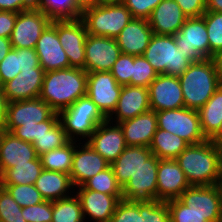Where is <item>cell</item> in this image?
Wrapping results in <instances>:
<instances>
[{
  "label": "cell",
  "mask_w": 222,
  "mask_h": 222,
  "mask_svg": "<svg viewBox=\"0 0 222 222\" xmlns=\"http://www.w3.org/2000/svg\"><path fill=\"white\" fill-rule=\"evenodd\" d=\"M51 21L37 7L17 13L10 36L12 48L35 49L42 32Z\"/></svg>",
  "instance_id": "8fae6325"
},
{
  "label": "cell",
  "mask_w": 222,
  "mask_h": 222,
  "mask_svg": "<svg viewBox=\"0 0 222 222\" xmlns=\"http://www.w3.org/2000/svg\"><path fill=\"white\" fill-rule=\"evenodd\" d=\"M215 62L216 70L222 82V50L218 51L212 58Z\"/></svg>",
  "instance_id": "680465c9"
},
{
  "label": "cell",
  "mask_w": 222,
  "mask_h": 222,
  "mask_svg": "<svg viewBox=\"0 0 222 222\" xmlns=\"http://www.w3.org/2000/svg\"><path fill=\"white\" fill-rule=\"evenodd\" d=\"M190 187L183 170L175 159H159L157 171V200L178 199Z\"/></svg>",
  "instance_id": "ffe728a7"
},
{
  "label": "cell",
  "mask_w": 222,
  "mask_h": 222,
  "mask_svg": "<svg viewBox=\"0 0 222 222\" xmlns=\"http://www.w3.org/2000/svg\"><path fill=\"white\" fill-rule=\"evenodd\" d=\"M78 188L76 196L79 198L84 219L90 218L93 222H109L123 195H109L94 190Z\"/></svg>",
  "instance_id": "44dd1931"
},
{
  "label": "cell",
  "mask_w": 222,
  "mask_h": 222,
  "mask_svg": "<svg viewBox=\"0 0 222 222\" xmlns=\"http://www.w3.org/2000/svg\"><path fill=\"white\" fill-rule=\"evenodd\" d=\"M187 18L202 17L206 12V0H174Z\"/></svg>",
  "instance_id": "f907efd6"
},
{
  "label": "cell",
  "mask_w": 222,
  "mask_h": 222,
  "mask_svg": "<svg viewBox=\"0 0 222 222\" xmlns=\"http://www.w3.org/2000/svg\"><path fill=\"white\" fill-rule=\"evenodd\" d=\"M4 187L13 199L22 208L40 204L45 199L42 197L38 189L33 184L15 185V184H0Z\"/></svg>",
  "instance_id": "f35d334b"
},
{
  "label": "cell",
  "mask_w": 222,
  "mask_h": 222,
  "mask_svg": "<svg viewBox=\"0 0 222 222\" xmlns=\"http://www.w3.org/2000/svg\"><path fill=\"white\" fill-rule=\"evenodd\" d=\"M59 42L69 60V67L85 70V42L88 35L81 18L57 20Z\"/></svg>",
  "instance_id": "30bf717a"
},
{
  "label": "cell",
  "mask_w": 222,
  "mask_h": 222,
  "mask_svg": "<svg viewBox=\"0 0 222 222\" xmlns=\"http://www.w3.org/2000/svg\"><path fill=\"white\" fill-rule=\"evenodd\" d=\"M88 35L116 38L132 15L123 3L95 5L82 11Z\"/></svg>",
  "instance_id": "8992f818"
},
{
  "label": "cell",
  "mask_w": 222,
  "mask_h": 222,
  "mask_svg": "<svg viewBox=\"0 0 222 222\" xmlns=\"http://www.w3.org/2000/svg\"><path fill=\"white\" fill-rule=\"evenodd\" d=\"M198 113L202 132L207 139H211L222 126V84Z\"/></svg>",
  "instance_id": "f546056e"
},
{
  "label": "cell",
  "mask_w": 222,
  "mask_h": 222,
  "mask_svg": "<svg viewBox=\"0 0 222 222\" xmlns=\"http://www.w3.org/2000/svg\"><path fill=\"white\" fill-rule=\"evenodd\" d=\"M20 70H32L41 67L36 50L32 48H19Z\"/></svg>",
  "instance_id": "f5cc1de1"
},
{
  "label": "cell",
  "mask_w": 222,
  "mask_h": 222,
  "mask_svg": "<svg viewBox=\"0 0 222 222\" xmlns=\"http://www.w3.org/2000/svg\"><path fill=\"white\" fill-rule=\"evenodd\" d=\"M76 5L83 11L85 8L96 5V0H74Z\"/></svg>",
  "instance_id": "94428289"
},
{
  "label": "cell",
  "mask_w": 222,
  "mask_h": 222,
  "mask_svg": "<svg viewBox=\"0 0 222 222\" xmlns=\"http://www.w3.org/2000/svg\"><path fill=\"white\" fill-rule=\"evenodd\" d=\"M35 50L45 72L69 68V60L59 42L57 20H52L42 32Z\"/></svg>",
  "instance_id": "d6986e66"
},
{
  "label": "cell",
  "mask_w": 222,
  "mask_h": 222,
  "mask_svg": "<svg viewBox=\"0 0 222 222\" xmlns=\"http://www.w3.org/2000/svg\"><path fill=\"white\" fill-rule=\"evenodd\" d=\"M178 78L185 107L194 110H199L222 84L212 58L192 62Z\"/></svg>",
  "instance_id": "3957f363"
},
{
  "label": "cell",
  "mask_w": 222,
  "mask_h": 222,
  "mask_svg": "<svg viewBox=\"0 0 222 222\" xmlns=\"http://www.w3.org/2000/svg\"><path fill=\"white\" fill-rule=\"evenodd\" d=\"M158 128L186 140L189 144L202 143L207 138L204 136L198 110L189 108L169 109L157 111Z\"/></svg>",
  "instance_id": "52a82bcc"
},
{
  "label": "cell",
  "mask_w": 222,
  "mask_h": 222,
  "mask_svg": "<svg viewBox=\"0 0 222 222\" xmlns=\"http://www.w3.org/2000/svg\"><path fill=\"white\" fill-rule=\"evenodd\" d=\"M188 145L183 138L158 128L149 149L158 159H176Z\"/></svg>",
  "instance_id": "4dcf8cb0"
},
{
  "label": "cell",
  "mask_w": 222,
  "mask_h": 222,
  "mask_svg": "<svg viewBox=\"0 0 222 222\" xmlns=\"http://www.w3.org/2000/svg\"><path fill=\"white\" fill-rule=\"evenodd\" d=\"M12 50L10 38L0 37V62Z\"/></svg>",
  "instance_id": "9f6ffc18"
},
{
  "label": "cell",
  "mask_w": 222,
  "mask_h": 222,
  "mask_svg": "<svg viewBox=\"0 0 222 222\" xmlns=\"http://www.w3.org/2000/svg\"><path fill=\"white\" fill-rule=\"evenodd\" d=\"M0 222H26L22 216V207L8 191L0 185Z\"/></svg>",
  "instance_id": "b9f144b4"
},
{
  "label": "cell",
  "mask_w": 222,
  "mask_h": 222,
  "mask_svg": "<svg viewBox=\"0 0 222 222\" xmlns=\"http://www.w3.org/2000/svg\"><path fill=\"white\" fill-rule=\"evenodd\" d=\"M19 48H12L7 56L0 62V83L1 87L17 76L20 70Z\"/></svg>",
  "instance_id": "bcb514c9"
},
{
  "label": "cell",
  "mask_w": 222,
  "mask_h": 222,
  "mask_svg": "<svg viewBox=\"0 0 222 222\" xmlns=\"http://www.w3.org/2000/svg\"><path fill=\"white\" fill-rule=\"evenodd\" d=\"M87 93V72L69 67L44 74L39 98L56 113L68 108Z\"/></svg>",
  "instance_id": "7a4b0ae2"
},
{
  "label": "cell",
  "mask_w": 222,
  "mask_h": 222,
  "mask_svg": "<svg viewBox=\"0 0 222 222\" xmlns=\"http://www.w3.org/2000/svg\"><path fill=\"white\" fill-rule=\"evenodd\" d=\"M121 89L111 72L87 73L86 95L106 118L115 110Z\"/></svg>",
  "instance_id": "7c38bea8"
},
{
  "label": "cell",
  "mask_w": 222,
  "mask_h": 222,
  "mask_svg": "<svg viewBox=\"0 0 222 222\" xmlns=\"http://www.w3.org/2000/svg\"><path fill=\"white\" fill-rule=\"evenodd\" d=\"M85 54L87 73L110 72L122 52L114 38L87 35Z\"/></svg>",
  "instance_id": "4fadbf2b"
},
{
  "label": "cell",
  "mask_w": 222,
  "mask_h": 222,
  "mask_svg": "<svg viewBox=\"0 0 222 222\" xmlns=\"http://www.w3.org/2000/svg\"><path fill=\"white\" fill-rule=\"evenodd\" d=\"M178 199L208 222H222V184L190 186Z\"/></svg>",
  "instance_id": "ba28073f"
},
{
  "label": "cell",
  "mask_w": 222,
  "mask_h": 222,
  "mask_svg": "<svg viewBox=\"0 0 222 222\" xmlns=\"http://www.w3.org/2000/svg\"><path fill=\"white\" fill-rule=\"evenodd\" d=\"M175 160L190 186L222 184V153L210 139L189 144Z\"/></svg>",
  "instance_id": "6da1fadb"
},
{
  "label": "cell",
  "mask_w": 222,
  "mask_h": 222,
  "mask_svg": "<svg viewBox=\"0 0 222 222\" xmlns=\"http://www.w3.org/2000/svg\"><path fill=\"white\" fill-rule=\"evenodd\" d=\"M210 141L221 151L222 153V126L217 133L210 139Z\"/></svg>",
  "instance_id": "91938a15"
},
{
  "label": "cell",
  "mask_w": 222,
  "mask_h": 222,
  "mask_svg": "<svg viewBox=\"0 0 222 222\" xmlns=\"http://www.w3.org/2000/svg\"><path fill=\"white\" fill-rule=\"evenodd\" d=\"M55 111L42 99L35 98L7 103L5 131L21 125H34L48 120Z\"/></svg>",
  "instance_id": "5bb4252c"
},
{
  "label": "cell",
  "mask_w": 222,
  "mask_h": 222,
  "mask_svg": "<svg viewBox=\"0 0 222 222\" xmlns=\"http://www.w3.org/2000/svg\"><path fill=\"white\" fill-rule=\"evenodd\" d=\"M86 142L110 165L127 147L124 133L119 123H113L108 119L97 126Z\"/></svg>",
  "instance_id": "2e32d148"
},
{
  "label": "cell",
  "mask_w": 222,
  "mask_h": 222,
  "mask_svg": "<svg viewBox=\"0 0 222 222\" xmlns=\"http://www.w3.org/2000/svg\"><path fill=\"white\" fill-rule=\"evenodd\" d=\"M159 159L152 154L122 188L123 200H157V171Z\"/></svg>",
  "instance_id": "9a60e30c"
},
{
  "label": "cell",
  "mask_w": 222,
  "mask_h": 222,
  "mask_svg": "<svg viewBox=\"0 0 222 222\" xmlns=\"http://www.w3.org/2000/svg\"><path fill=\"white\" fill-rule=\"evenodd\" d=\"M81 203L76 194L52 201V222H84Z\"/></svg>",
  "instance_id": "e575fe53"
},
{
  "label": "cell",
  "mask_w": 222,
  "mask_h": 222,
  "mask_svg": "<svg viewBox=\"0 0 222 222\" xmlns=\"http://www.w3.org/2000/svg\"><path fill=\"white\" fill-rule=\"evenodd\" d=\"M148 20L132 18L115 38L123 54L143 55L153 36Z\"/></svg>",
  "instance_id": "cb8c5ba5"
},
{
  "label": "cell",
  "mask_w": 222,
  "mask_h": 222,
  "mask_svg": "<svg viewBox=\"0 0 222 222\" xmlns=\"http://www.w3.org/2000/svg\"><path fill=\"white\" fill-rule=\"evenodd\" d=\"M206 11L222 13V0H206Z\"/></svg>",
  "instance_id": "6f0895ef"
},
{
  "label": "cell",
  "mask_w": 222,
  "mask_h": 222,
  "mask_svg": "<svg viewBox=\"0 0 222 222\" xmlns=\"http://www.w3.org/2000/svg\"><path fill=\"white\" fill-rule=\"evenodd\" d=\"M170 213V222H208L204 217L192 212L179 199L167 201Z\"/></svg>",
  "instance_id": "f6af8a7d"
},
{
  "label": "cell",
  "mask_w": 222,
  "mask_h": 222,
  "mask_svg": "<svg viewBox=\"0 0 222 222\" xmlns=\"http://www.w3.org/2000/svg\"><path fill=\"white\" fill-rule=\"evenodd\" d=\"M37 0H0V11L19 13L36 8Z\"/></svg>",
  "instance_id": "816d5d0a"
},
{
  "label": "cell",
  "mask_w": 222,
  "mask_h": 222,
  "mask_svg": "<svg viewBox=\"0 0 222 222\" xmlns=\"http://www.w3.org/2000/svg\"><path fill=\"white\" fill-rule=\"evenodd\" d=\"M123 3V0H96V5H109Z\"/></svg>",
  "instance_id": "6125c7cd"
},
{
  "label": "cell",
  "mask_w": 222,
  "mask_h": 222,
  "mask_svg": "<svg viewBox=\"0 0 222 222\" xmlns=\"http://www.w3.org/2000/svg\"><path fill=\"white\" fill-rule=\"evenodd\" d=\"M157 76V72L142 55L134 56L131 86H143L148 88Z\"/></svg>",
  "instance_id": "7bdbcfd3"
},
{
  "label": "cell",
  "mask_w": 222,
  "mask_h": 222,
  "mask_svg": "<svg viewBox=\"0 0 222 222\" xmlns=\"http://www.w3.org/2000/svg\"><path fill=\"white\" fill-rule=\"evenodd\" d=\"M139 222H170L167 202L158 200L138 201Z\"/></svg>",
  "instance_id": "ab89813d"
},
{
  "label": "cell",
  "mask_w": 222,
  "mask_h": 222,
  "mask_svg": "<svg viewBox=\"0 0 222 222\" xmlns=\"http://www.w3.org/2000/svg\"><path fill=\"white\" fill-rule=\"evenodd\" d=\"M1 182H2V172L0 170V184H1Z\"/></svg>",
  "instance_id": "be15d7a7"
},
{
  "label": "cell",
  "mask_w": 222,
  "mask_h": 222,
  "mask_svg": "<svg viewBox=\"0 0 222 222\" xmlns=\"http://www.w3.org/2000/svg\"><path fill=\"white\" fill-rule=\"evenodd\" d=\"M149 110H151V108L148 88L126 85L122 86L117 106L107 119L111 122L120 123Z\"/></svg>",
  "instance_id": "7402d4cb"
},
{
  "label": "cell",
  "mask_w": 222,
  "mask_h": 222,
  "mask_svg": "<svg viewBox=\"0 0 222 222\" xmlns=\"http://www.w3.org/2000/svg\"><path fill=\"white\" fill-rule=\"evenodd\" d=\"M138 201L121 200L109 222H139Z\"/></svg>",
  "instance_id": "c3c4849f"
},
{
  "label": "cell",
  "mask_w": 222,
  "mask_h": 222,
  "mask_svg": "<svg viewBox=\"0 0 222 222\" xmlns=\"http://www.w3.org/2000/svg\"><path fill=\"white\" fill-rule=\"evenodd\" d=\"M82 186L109 195H123L122 187L118 184L111 166L91 177Z\"/></svg>",
  "instance_id": "8d00e7d4"
},
{
  "label": "cell",
  "mask_w": 222,
  "mask_h": 222,
  "mask_svg": "<svg viewBox=\"0 0 222 222\" xmlns=\"http://www.w3.org/2000/svg\"><path fill=\"white\" fill-rule=\"evenodd\" d=\"M7 103L8 102L4 96L3 89L0 87V132L5 131Z\"/></svg>",
  "instance_id": "11a10c76"
},
{
  "label": "cell",
  "mask_w": 222,
  "mask_h": 222,
  "mask_svg": "<svg viewBox=\"0 0 222 222\" xmlns=\"http://www.w3.org/2000/svg\"><path fill=\"white\" fill-rule=\"evenodd\" d=\"M202 17L205 19L209 40V58L222 50V13L206 11Z\"/></svg>",
  "instance_id": "74e56055"
},
{
  "label": "cell",
  "mask_w": 222,
  "mask_h": 222,
  "mask_svg": "<svg viewBox=\"0 0 222 222\" xmlns=\"http://www.w3.org/2000/svg\"><path fill=\"white\" fill-rule=\"evenodd\" d=\"M38 157L32 143L25 142L10 132H0V170L2 174L16 164L26 163Z\"/></svg>",
  "instance_id": "d4e9b609"
},
{
  "label": "cell",
  "mask_w": 222,
  "mask_h": 222,
  "mask_svg": "<svg viewBox=\"0 0 222 222\" xmlns=\"http://www.w3.org/2000/svg\"><path fill=\"white\" fill-rule=\"evenodd\" d=\"M69 141L61 122L58 121L51 130L43 133L32 144L36 149L37 155L40 156L53 149L64 146Z\"/></svg>",
  "instance_id": "d590c367"
},
{
  "label": "cell",
  "mask_w": 222,
  "mask_h": 222,
  "mask_svg": "<svg viewBox=\"0 0 222 222\" xmlns=\"http://www.w3.org/2000/svg\"><path fill=\"white\" fill-rule=\"evenodd\" d=\"M17 13L0 11V37L10 38Z\"/></svg>",
  "instance_id": "db71d44e"
},
{
  "label": "cell",
  "mask_w": 222,
  "mask_h": 222,
  "mask_svg": "<svg viewBox=\"0 0 222 222\" xmlns=\"http://www.w3.org/2000/svg\"><path fill=\"white\" fill-rule=\"evenodd\" d=\"M162 0H123V4L130 11L132 18L146 19Z\"/></svg>",
  "instance_id": "681fc988"
},
{
  "label": "cell",
  "mask_w": 222,
  "mask_h": 222,
  "mask_svg": "<svg viewBox=\"0 0 222 222\" xmlns=\"http://www.w3.org/2000/svg\"><path fill=\"white\" fill-rule=\"evenodd\" d=\"M26 222H52V201L45 200L40 204L22 208Z\"/></svg>",
  "instance_id": "7dc6e473"
},
{
  "label": "cell",
  "mask_w": 222,
  "mask_h": 222,
  "mask_svg": "<svg viewBox=\"0 0 222 222\" xmlns=\"http://www.w3.org/2000/svg\"><path fill=\"white\" fill-rule=\"evenodd\" d=\"M151 110L184 108L182 88L178 77L158 74L148 87Z\"/></svg>",
  "instance_id": "e0dca14e"
},
{
  "label": "cell",
  "mask_w": 222,
  "mask_h": 222,
  "mask_svg": "<svg viewBox=\"0 0 222 222\" xmlns=\"http://www.w3.org/2000/svg\"><path fill=\"white\" fill-rule=\"evenodd\" d=\"M157 74L180 77L192 63L178 50L174 35L153 34L142 55Z\"/></svg>",
  "instance_id": "5b68a950"
},
{
  "label": "cell",
  "mask_w": 222,
  "mask_h": 222,
  "mask_svg": "<svg viewBox=\"0 0 222 222\" xmlns=\"http://www.w3.org/2000/svg\"><path fill=\"white\" fill-rule=\"evenodd\" d=\"M75 141H69L64 146L53 149L40 155L41 164L44 170L57 171L70 175L72 169Z\"/></svg>",
  "instance_id": "d6a6232c"
},
{
  "label": "cell",
  "mask_w": 222,
  "mask_h": 222,
  "mask_svg": "<svg viewBox=\"0 0 222 222\" xmlns=\"http://www.w3.org/2000/svg\"><path fill=\"white\" fill-rule=\"evenodd\" d=\"M58 121L59 115L55 112L48 120L44 122L36 123L34 125H21L19 127L14 128L10 133L25 142L33 143L43 133L51 130V128Z\"/></svg>",
  "instance_id": "60d3db41"
},
{
  "label": "cell",
  "mask_w": 222,
  "mask_h": 222,
  "mask_svg": "<svg viewBox=\"0 0 222 222\" xmlns=\"http://www.w3.org/2000/svg\"><path fill=\"white\" fill-rule=\"evenodd\" d=\"M58 115L70 141H76L79 137L81 140L87 138V141L97 126L107 119L87 95L60 111Z\"/></svg>",
  "instance_id": "277c9868"
},
{
  "label": "cell",
  "mask_w": 222,
  "mask_h": 222,
  "mask_svg": "<svg viewBox=\"0 0 222 222\" xmlns=\"http://www.w3.org/2000/svg\"><path fill=\"white\" fill-rule=\"evenodd\" d=\"M152 154L149 147L127 146L110 165L118 184L123 188Z\"/></svg>",
  "instance_id": "83f0119b"
},
{
  "label": "cell",
  "mask_w": 222,
  "mask_h": 222,
  "mask_svg": "<svg viewBox=\"0 0 222 222\" xmlns=\"http://www.w3.org/2000/svg\"><path fill=\"white\" fill-rule=\"evenodd\" d=\"M43 171L40 157L22 164H16L2 174L1 184L26 185L35 184Z\"/></svg>",
  "instance_id": "1f68e13d"
},
{
  "label": "cell",
  "mask_w": 222,
  "mask_h": 222,
  "mask_svg": "<svg viewBox=\"0 0 222 222\" xmlns=\"http://www.w3.org/2000/svg\"><path fill=\"white\" fill-rule=\"evenodd\" d=\"M187 17L174 0H162L148 18L154 34L175 35L183 26Z\"/></svg>",
  "instance_id": "4316f807"
},
{
  "label": "cell",
  "mask_w": 222,
  "mask_h": 222,
  "mask_svg": "<svg viewBox=\"0 0 222 222\" xmlns=\"http://www.w3.org/2000/svg\"><path fill=\"white\" fill-rule=\"evenodd\" d=\"M174 39L178 50L191 62H201L209 58L208 33L203 17L187 18Z\"/></svg>",
  "instance_id": "9c48e42d"
},
{
  "label": "cell",
  "mask_w": 222,
  "mask_h": 222,
  "mask_svg": "<svg viewBox=\"0 0 222 222\" xmlns=\"http://www.w3.org/2000/svg\"><path fill=\"white\" fill-rule=\"evenodd\" d=\"M34 185L42 197L49 201L70 197L73 195L71 190L75 188L69 174L44 169Z\"/></svg>",
  "instance_id": "f1b7e54d"
},
{
  "label": "cell",
  "mask_w": 222,
  "mask_h": 222,
  "mask_svg": "<svg viewBox=\"0 0 222 222\" xmlns=\"http://www.w3.org/2000/svg\"><path fill=\"white\" fill-rule=\"evenodd\" d=\"M44 74L42 67L21 70L17 76L2 86L7 102L39 98Z\"/></svg>",
  "instance_id": "603a6c76"
},
{
  "label": "cell",
  "mask_w": 222,
  "mask_h": 222,
  "mask_svg": "<svg viewBox=\"0 0 222 222\" xmlns=\"http://www.w3.org/2000/svg\"><path fill=\"white\" fill-rule=\"evenodd\" d=\"M77 141H80L76 144ZM75 141L70 178L74 187L82 186L97 173L104 171L110 164L97 153L85 140ZM80 144H82L80 146Z\"/></svg>",
  "instance_id": "ac0fdd59"
},
{
  "label": "cell",
  "mask_w": 222,
  "mask_h": 222,
  "mask_svg": "<svg viewBox=\"0 0 222 222\" xmlns=\"http://www.w3.org/2000/svg\"><path fill=\"white\" fill-rule=\"evenodd\" d=\"M127 146L149 147L158 129L156 112L149 110L119 123Z\"/></svg>",
  "instance_id": "484cf974"
},
{
  "label": "cell",
  "mask_w": 222,
  "mask_h": 222,
  "mask_svg": "<svg viewBox=\"0 0 222 222\" xmlns=\"http://www.w3.org/2000/svg\"><path fill=\"white\" fill-rule=\"evenodd\" d=\"M36 7L51 20L78 19L82 15L74 0H37Z\"/></svg>",
  "instance_id": "836d02e7"
},
{
  "label": "cell",
  "mask_w": 222,
  "mask_h": 222,
  "mask_svg": "<svg viewBox=\"0 0 222 222\" xmlns=\"http://www.w3.org/2000/svg\"><path fill=\"white\" fill-rule=\"evenodd\" d=\"M134 55L121 54L112 66L110 72L119 85H131L133 77Z\"/></svg>",
  "instance_id": "ee69618b"
}]
</instances>
